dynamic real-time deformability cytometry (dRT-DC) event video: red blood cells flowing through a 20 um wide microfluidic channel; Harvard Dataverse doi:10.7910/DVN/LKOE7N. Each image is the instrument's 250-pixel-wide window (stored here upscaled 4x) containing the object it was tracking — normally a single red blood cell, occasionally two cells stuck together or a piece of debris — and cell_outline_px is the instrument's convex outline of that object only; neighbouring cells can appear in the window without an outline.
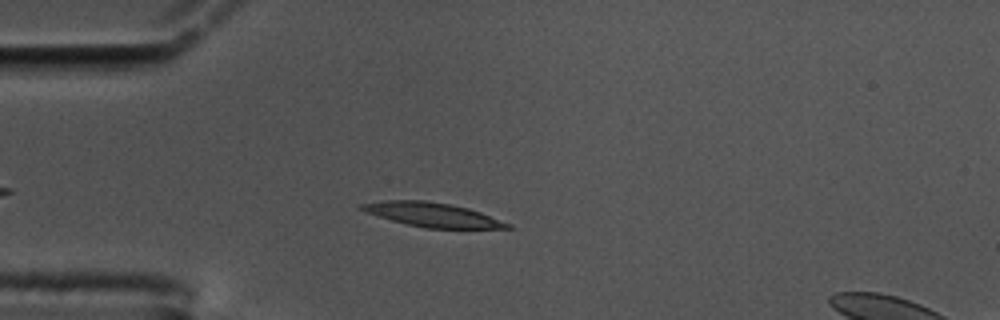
{"species": "common noctule bat (a hibernating species)", "species_latin": "Nyctalus noctula", "temperature_condition": "cold", "stored_images_in_passage": 52, "segment_of_instrument_passage": [1, 2], "camera_frame_rate_fps": 3000, "um_per_image_px": 0.085, "animal": {"sex": "male", "body_mass_g": 17.5, "forearm_length_mm": 52.3}, "frame": {"image": 1, "passage_image": 8, "time_ms": 2.333, "image_size_px": [1000, 320], "cell_outline_px": [[516, 228], [424, 228], [392, 220], [356, 208], [360, 204], [388, 200], [424, 200], [448, 204], [468, 208], [480, 212], [512, 224]], "centroid_in_image_um": [36.79, 18.25], "position_along_channel_um": 48.2, "area_um2": 20.23}}
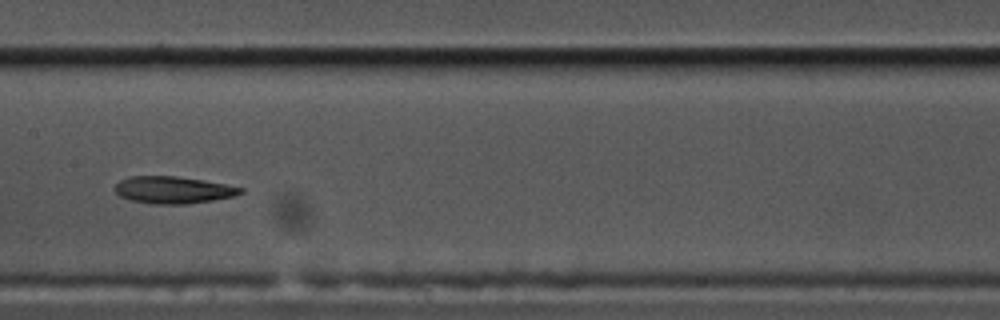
{"frame": {"image": 2, "passage_image": 22, "time_ms": 7.0, "image_size_px": [1000, 320], "cell_outline_px": [[244, 192], [236, 196], [188, 204], [152, 204], [132, 200], [120, 196], [112, 188], [120, 180], [128, 176], [176, 176], [204, 180], [244, 188]], "centroid_in_image_um": [14.71, 16.14], "position_along_channel_um": 192.7, "area_um2": 19.94}}
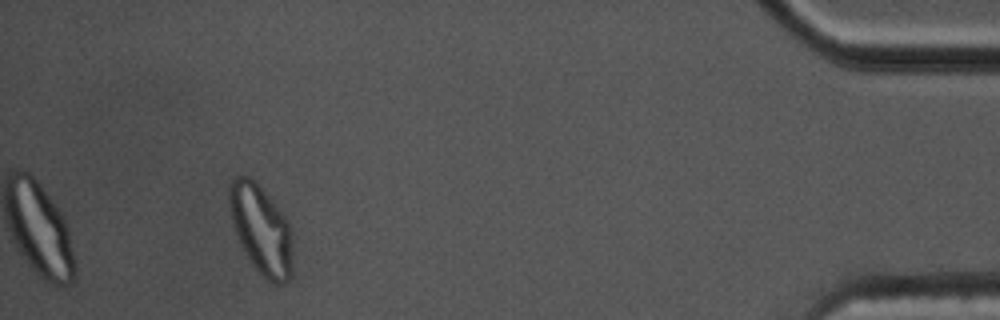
{"frame": {"image": 3, "passage_image": 47, "time_ms": 15.333, "image_size_px": [1000, 320], "cell_outline_px": [[292, 276], [288, 280], [280, 284], [272, 284], [248, 260], [240, 244], [232, 224], [228, 208], [228, 184], [236, 176], [248, 176], [272, 200], [284, 216], [288, 224], [292, 240]], "centroid_in_image_um": [22.16, 19.53], "position_along_channel_um": 413.0, "area_um2": 32.89}}